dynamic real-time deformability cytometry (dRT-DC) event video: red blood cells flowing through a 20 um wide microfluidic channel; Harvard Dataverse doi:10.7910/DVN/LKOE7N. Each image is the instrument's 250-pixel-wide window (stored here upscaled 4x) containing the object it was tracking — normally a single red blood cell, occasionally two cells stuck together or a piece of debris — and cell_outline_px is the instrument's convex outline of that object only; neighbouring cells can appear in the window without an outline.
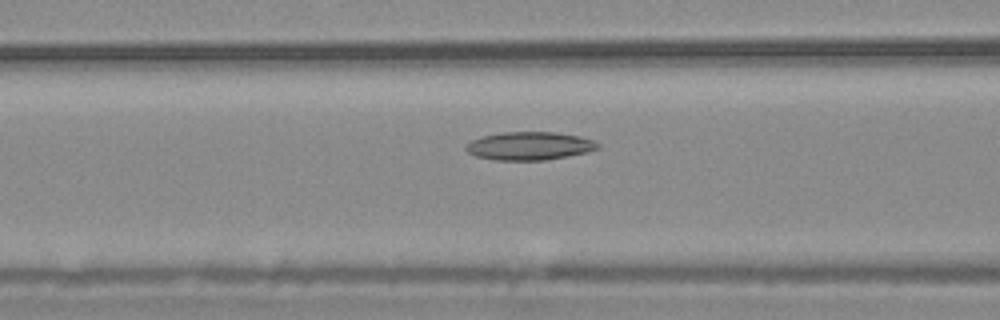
{"species": "common noctule bat (a hibernating species)", "species_latin": "Nyctalus noctula", "temperature_condition": "warm", "stored_images_in_passage": 50, "camera_frame_rate_fps": 3000, "um_per_image_px": 0.085, "animal": {"sex": "male", "body_mass_g": 20.4}, "frame": {"image": 1, "passage_image": 17, "time_ms": 5.333, "image_size_px": [1000, 320], "cell_outline_px": [[600, 148], [588, 152], [548, 160], [496, 160], [476, 156], [468, 152], [464, 148], [472, 140], [480, 136], [500, 132], [556, 132], [580, 136], [592, 140], [600, 144]], "centroid_in_image_um": [45.02, 12.4], "position_along_channel_um": 121.6, "area_um2": 21.79}}
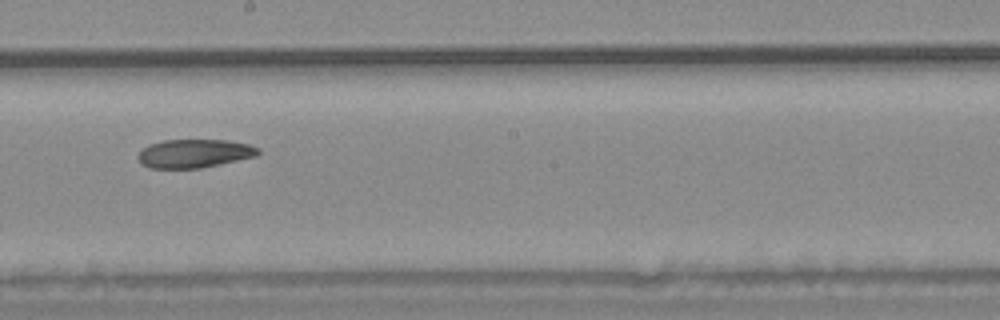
{"frame": {"image": 2, "passage_image": 26, "time_ms": 8.333, "image_size_px": [1000, 320], "cell_outline_px": [[260, 152], [256, 156], [220, 164], [200, 168], [148, 168], [140, 164], [136, 156], [144, 148], [152, 144], [164, 140], [228, 140], [248, 144], [260, 148]], "centroid_in_image_um": [16.51, 13.05], "position_along_channel_um": 231.7, "area_um2": 19.94}}
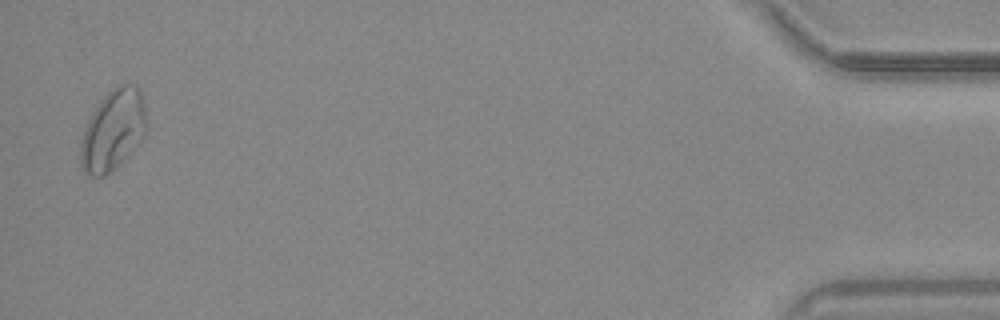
{"frame": {"image": 3, "passage_image": 49, "time_ms": 16.0, "image_size_px": [1000, 320], "cell_outline_px": [[148, 128], [144, 136], [104, 176], [92, 176], [84, 172], [80, 168], [80, 140], [84, 128], [92, 112], [100, 100], [116, 84], [136, 84], [140, 88], [144, 100], [148, 120]], "centroid_in_image_um": [9.61, 10.99], "position_along_channel_um": 425.6, "area_um2": 31.04}, "authors_computed_cell_mechanics": {"area_um2": 22.9177, "velocity_mm_per_s": 3.6722, "shape_relaxation_time_tau1_ms": 9.1599, "shape_relaxation_time_tau2_ms": null, "deformation_change_tau1": 0.1433, "deformation_change_tau2": null}}